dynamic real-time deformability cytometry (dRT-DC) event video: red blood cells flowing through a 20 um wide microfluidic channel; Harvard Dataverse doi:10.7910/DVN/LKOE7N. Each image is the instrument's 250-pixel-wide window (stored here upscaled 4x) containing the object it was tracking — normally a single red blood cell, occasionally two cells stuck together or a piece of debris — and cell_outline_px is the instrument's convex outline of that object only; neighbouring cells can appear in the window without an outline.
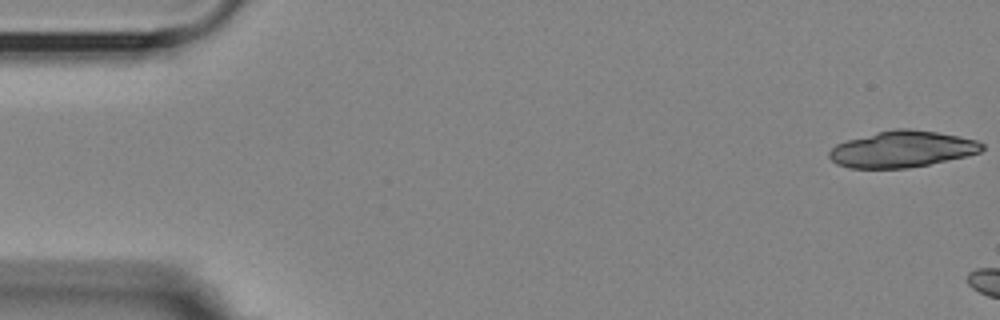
{"species": "Egyptian fruit bat (a non-hibernating species)", "species_latin": "Rousettus aegyptiacus", "temperature_condition": "room temperature", "stored_images_in_passage": 6, "camera_frame_rate_fps": 3000, "um_per_image_px": 0.085, "animal": {"sex": "female"}, "frame": {"image": 1, "passage_image": 1, "time_ms": 0.0, "image_size_px": [1000, 320], "cell_outline_px": [[984, 148], [980, 152], [964, 156], [928, 164], [908, 168], [848, 168], [836, 164], [828, 156], [828, 152], [836, 144], [848, 140], [876, 132], [896, 128], [908, 128], [936, 132], [960, 136], [976, 140], [984, 144]], "centroid_in_image_um": [76.65, 12.67], "position_along_channel_um": 8.3, "area_um2": 32.25}}